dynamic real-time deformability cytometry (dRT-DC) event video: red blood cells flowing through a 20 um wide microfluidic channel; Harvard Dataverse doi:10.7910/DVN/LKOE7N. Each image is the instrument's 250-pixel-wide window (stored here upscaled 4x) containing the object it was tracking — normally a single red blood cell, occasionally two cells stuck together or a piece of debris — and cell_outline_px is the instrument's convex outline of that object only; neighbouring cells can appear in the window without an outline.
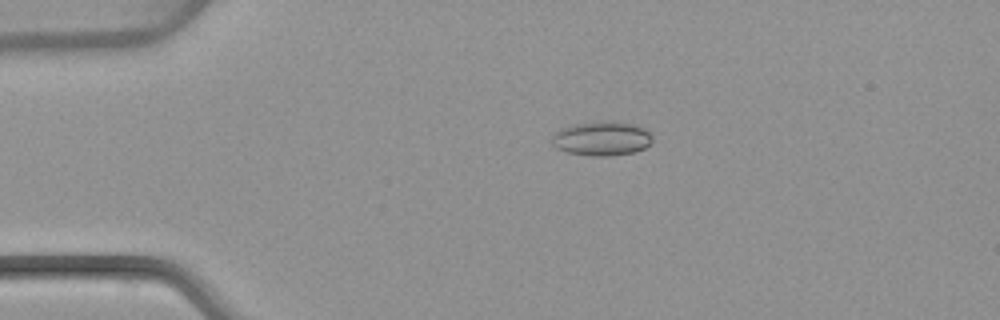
{"species": "common noctule bat (a hibernating species)", "species_latin": "Nyctalus noctula", "temperature_condition": "warm", "stored_images_in_passage": 4, "camera_frame_rate_fps": 3000, "um_per_image_px": 0.085, "animal": {"sex": "female", "body_mass_g": 22.7, "forearm_length_mm": 54.2}, "frame": {"image": 1, "passage_image": 3, "time_ms": 2.333, "image_size_px": [1000, 320], "cell_outline_px": [[652, 140], [644, 148], [636, 152], [612, 156], [592, 156], [568, 152], [556, 148], [552, 144], [552, 136], [556, 132], [572, 124], [604, 120], [612, 120], [636, 124], [644, 128], [652, 136]], "centroid_in_image_um": [51.17, 11.76], "position_along_channel_um": 33.8, "area_um2": 20.29}}